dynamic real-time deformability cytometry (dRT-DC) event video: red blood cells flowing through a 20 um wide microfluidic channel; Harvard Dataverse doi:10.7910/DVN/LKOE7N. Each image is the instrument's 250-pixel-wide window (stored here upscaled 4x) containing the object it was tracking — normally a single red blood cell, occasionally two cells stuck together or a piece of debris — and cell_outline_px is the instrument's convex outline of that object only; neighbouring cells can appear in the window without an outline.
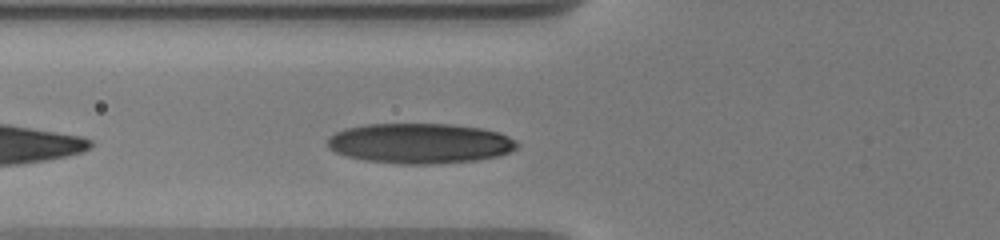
{"species": "human", "species_latin": "Homo sapiens", "temperature_condition": "warm", "stored_images_in_passage": 22, "camera_frame_rate_fps": 3000, "um_per_image_px": 0.085, "donor": {"sex": "male"}, "frame": {"image": 1, "passage_image": 5, "time_ms": 2.0, "image_size_px": [1000, 240], "cell_outline_px": [[520, 144], [512, 152], [500, 156], [476, 160], [436, 164], [400, 164], [364, 160], [348, 156], [336, 152], [328, 148], [328, 136], [344, 128], [368, 124], [452, 124], [480, 128], [500, 132], [516, 140]], "centroid_in_image_um": [35.73, 12.18], "position_along_channel_um": 90.1, "area_um2": 44.74}}
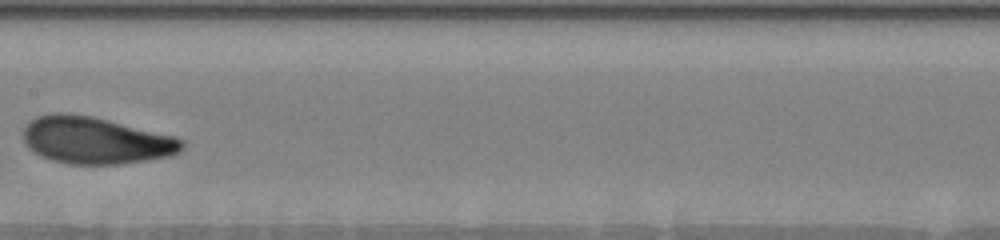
{"frame": {"image": 2, "passage_image": 10, "time_ms": 5.0, "image_size_px": [1000, 240], "cell_outline_px": [[184, 148], [180, 152], [172, 156], [124, 164], [68, 164], [52, 160], [40, 156], [32, 152], [28, 148], [24, 140], [24, 128], [36, 116], [52, 112], [68, 112], [92, 116], [176, 136], [184, 140]], "centroid_in_image_um": [8.15, 11.93], "position_along_channel_um": 199.3, "area_um2": 43.99}}
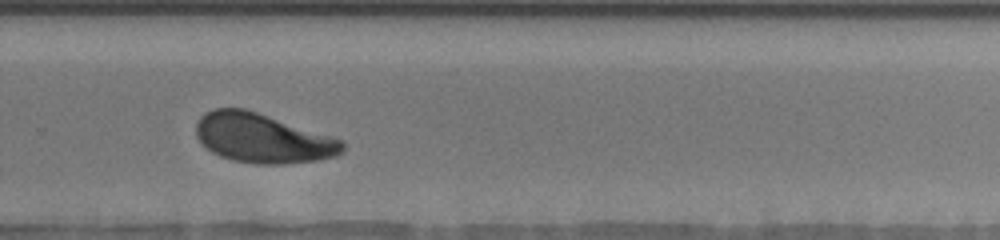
{"frame": {"image": 3, "passage_image": 16, "time_ms": 8.0, "image_size_px": [1000, 240], "cell_outline_px": [[344, 152], [336, 156], [320, 160], [284, 164], [256, 164], [232, 160], [220, 156], [212, 152], [200, 144], [196, 136], [196, 124], [200, 116], [204, 112], [212, 108], [244, 108], [332, 136], [344, 140]], "centroid_in_image_um": [22.31, 11.75], "position_along_channel_um": 307.5, "area_um2": 42.43}, "authors_computed_cell_mechanics": {"area_um2": 43.2344, "velocity_mm_per_s": 3.6179, "shape_relaxation_time_tau1_ms": 3.0708, "shape_relaxation_time_tau2_ms": 1.8134, "deformation_change_tau1": 0.1392, "deformation_change_tau2": 0.0786}}